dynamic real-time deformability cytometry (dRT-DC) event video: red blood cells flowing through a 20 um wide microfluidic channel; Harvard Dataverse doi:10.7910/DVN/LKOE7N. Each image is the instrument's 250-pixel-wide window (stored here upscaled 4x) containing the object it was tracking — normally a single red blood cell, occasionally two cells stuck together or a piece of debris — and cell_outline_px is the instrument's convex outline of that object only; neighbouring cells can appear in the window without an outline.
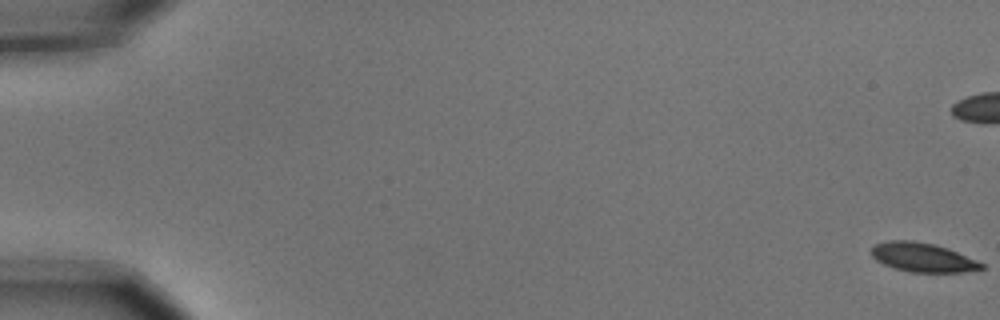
{"species": "common noctule bat (a hibernating species)", "species_latin": "Nyctalus noctula", "temperature_condition": "cold", "stored_images_in_passage": 6, "camera_frame_rate_fps": 3000, "um_per_image_px": 0.085, "animal": {"sex": "male", "body_mass_g": 15.6}, "frame": {"image": 1, "passage_image": 1, "time_ms": 0.0, "image_size_px": [1000, 320], "cell_outline_px": [[984, 268], [964, 272], [912, 272], [896, 268], [884, 264], [876, 260], [868, 252], [876, 244], [888, 240], [912, 240], [932, 244], [948, 248], [976, 260], [984, 264]], "centroid_in_image_um": [78.41, 21.87], "position_along_channel_um": 6.6, "area_um2": 18.55}}